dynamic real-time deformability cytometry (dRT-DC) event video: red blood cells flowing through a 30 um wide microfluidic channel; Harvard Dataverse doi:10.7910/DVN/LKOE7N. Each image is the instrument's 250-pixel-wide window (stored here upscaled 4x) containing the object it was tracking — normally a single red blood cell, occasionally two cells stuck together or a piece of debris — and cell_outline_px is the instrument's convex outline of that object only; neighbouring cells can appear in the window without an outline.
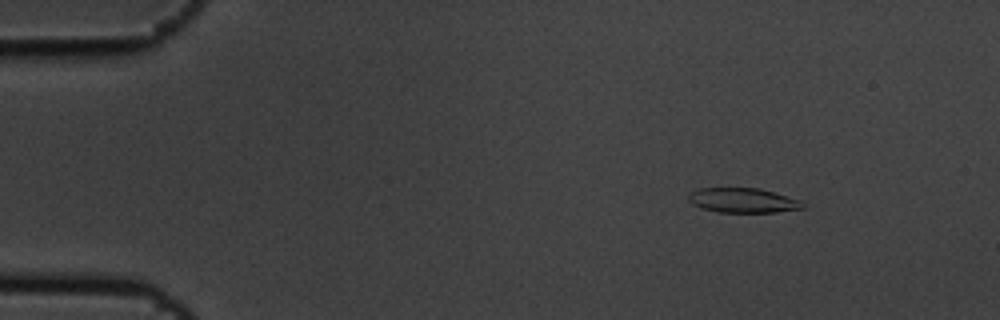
{"species": "common noctule bat (a hibernating species)", "species_latin": "Nyctalus noctula", "temperature_condition": "cold", "stored_images_in_passage": 8, "camera_frame_rate_fps": 3000, "um_per_image_px": 0.085, "animal": {"sex": "male", "body_mass_g": 19.5, "forearm_length_mm": 54.6}, "frame": {"image": 1, "passage_image": 3, "time_ms": 0.667, "image_size_px": [1000, 320], "cell_outline_px": [[804, 208], [776, 212], [716, 212], [700, 208], [692, 204], [688, 200], [688, 196], [692, 192], [700, 188], [760, 188], [800, 200], [804, 204]], "centroid_in_image_um": [63.13, 17.04], "position_along_channel_um": 21.9, "area_um2": 16.42}}
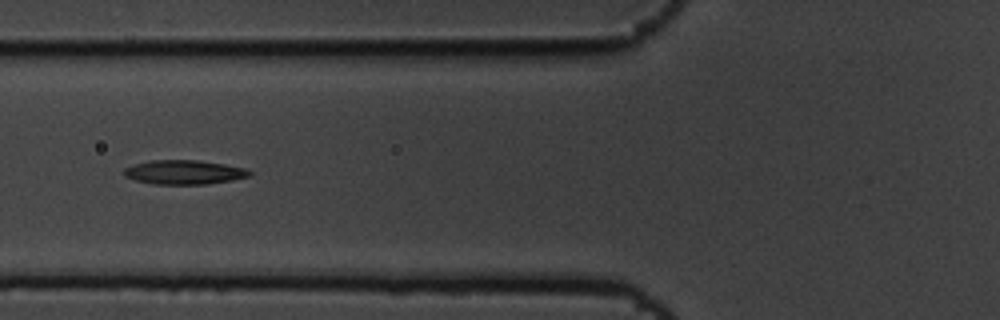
{"frame": {"image": 2, "passage_image": 7, "time_ms": 2.0, "image_size_px": [1000, 320], "cell_outline_px": [[252, 176], [232, 180], [204, 184], [156, 184], [136, 180], [124, 176], [124, 168], [148, 160], [200, 160], [248, 168], [252, 172]], "centroid_in_image_um": [15.7, 14.63], "position_along_channel_um": 110.1, "area_um2": 17.74}}
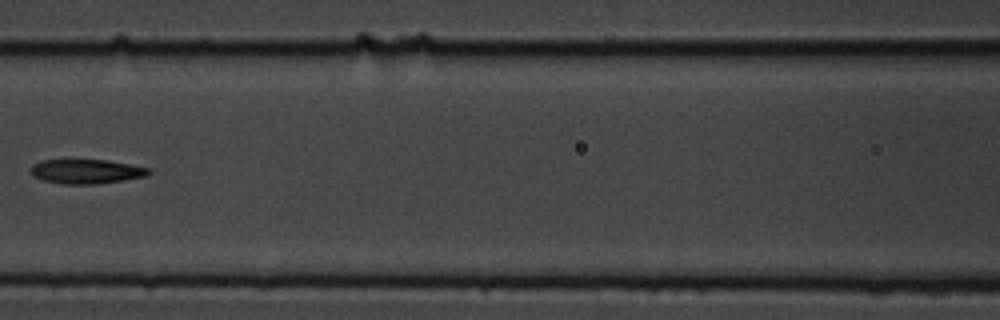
{"frame": {"image": 3, "passage_image": 8, "time_ms": 2.333, "image_size_px": [1000, 320], "cell_outline_px": [[152, 172], [148, 176], [124, 180], [96, 184], [60, 184], [44, 180], [32, 176], [32, 164], [44, 160], [108, 160], [148, 168]], "centroid_in_image_um": [7.36, 14.58], "position_along_channel_um": 159.2, "area_um2": 16.7}}